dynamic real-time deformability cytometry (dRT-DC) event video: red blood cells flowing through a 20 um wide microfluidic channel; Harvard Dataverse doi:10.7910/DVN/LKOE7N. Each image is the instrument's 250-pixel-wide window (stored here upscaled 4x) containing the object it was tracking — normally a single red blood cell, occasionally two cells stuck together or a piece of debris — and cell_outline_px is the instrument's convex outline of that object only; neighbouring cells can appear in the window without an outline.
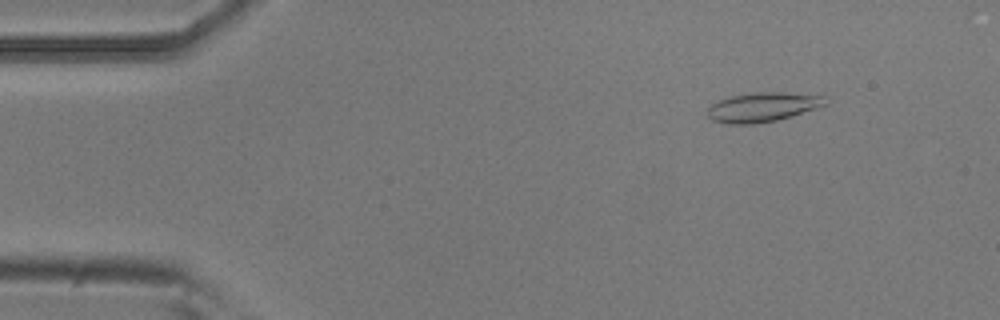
{"species": "common noctule bat (a hibernating species)", "species_latin": "Nyctalus noctula", "temperature_condition": "room temperature", "stored_images_in_passage": 53, "camera_frame_rate_fps": 3000, "um_per_image_px": 0.085, "animal": {"sex": "male", "body_mass_g": 20.5, "forearm_length_mm": 52.5}, "frame": {"image": 1, "passage_image": 6, "time_ms": 1.667, "image_size_px": [1000, 320], "cell_outline_px": [[828, 104], [792, 116], [776, 120], [756, 124], [728, 124], [712, 120], [708, 116], [708, 108], [712, 104], [720, 100], [732, 96], [752, 92], [784, 92], [824, 96]], "centroid_in_image_um": [64.83, 9.1], "position_along_channel_um": 20.2, "area_um2": 20.11}}
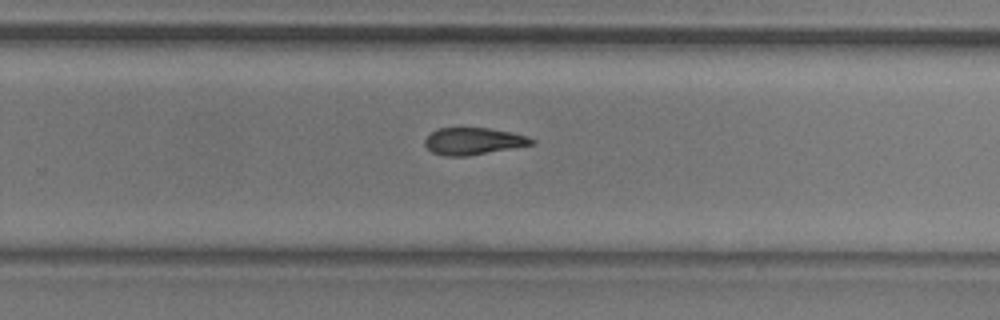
{"frame": {"image": 2, "passage_image": 34, "time_ms": 11.0, "image_size_px": [1000, 320], "cell_outline_px": [[536, 144], [468, 156], [444, 156], [432, 152], [424, 144], [424, 140], [432, 132], [440, 128], [488, 128], [512, 132], [528, 136], [536, 140]], "centroid_in_image_um": [40.28, 12.0], "position_along_channel_um": 289.5, "area_um2": 16.88}}
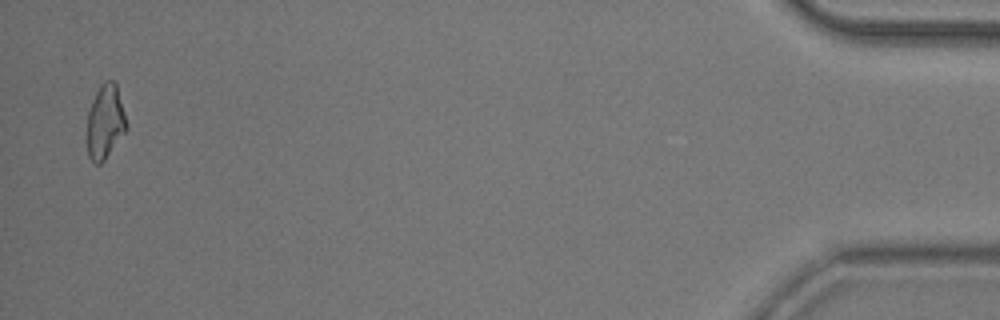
{"frame": {"image": 3, "passage_image": 52, "time_ms": 17.0, "image_size_px": [1000, 320], "cell_outline_px": [[128, 128], [104, 160], [100, 164], [96, 164], [88, 156], [84, 140], [88, 112], [92, 100], [100, 84], [104, 80], [112, 80], [116, 84], [128, 124]], "centroid_in_image_um": [8.9, 10.38], "position_along_channel_um": 426.3, "area_um2": 17.51}, "authors_computed_cell_mechanics": {"area_um2": 17.6868, "velocity_mm_per_s": 3.7765, "shape_relaxation_time_tau1_ms": 5.9427, "shape_relaxation_time_tau2_ms": 4.1723, "deformation_change_tau1": 0.1577, "deformation_change_tau2": 0.1316}}